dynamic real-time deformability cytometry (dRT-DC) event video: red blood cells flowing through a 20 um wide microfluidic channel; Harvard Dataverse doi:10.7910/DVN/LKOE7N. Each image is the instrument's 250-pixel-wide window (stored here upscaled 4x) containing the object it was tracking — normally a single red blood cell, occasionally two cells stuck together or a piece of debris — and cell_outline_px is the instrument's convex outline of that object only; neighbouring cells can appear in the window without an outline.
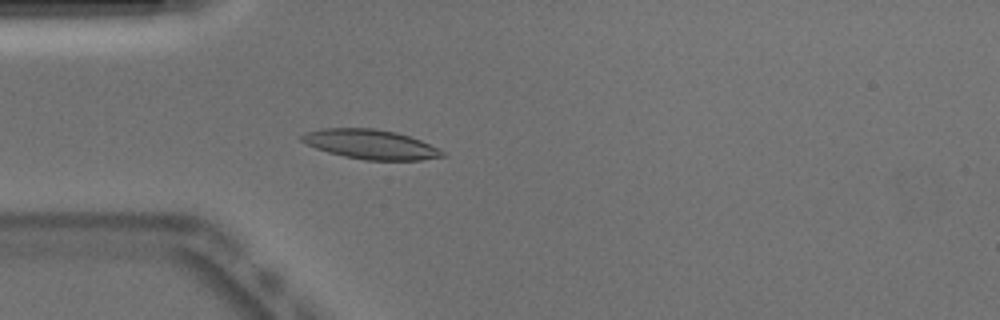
{"species": "Egyptian fruit bat (a non-hibernating species)", "species_latin": "Rousettus aegyptiacus", "temperature_condition": "warm", "stored_images_in_passage": 52, "camera_frame_rate_fps": 3000, "um_per_image_px": 0.085, "animal": {"sex": "male"}, "frame": {"image": 1, "passage_image": 15, "time_ms": 4.667, "image_size_px": [1000, 320], "cell_outline_px": [[448, 156], [420, 160], [364, 160], [344, 156], [328, 152], [316, 148], [300, 140], [300, 136], [304, 132], [320, 128], [372, 128], [396, 132], [420, 140], [444, 152]], "centroid_in_image_um": [31.47, 12.26], "position_along_channel_um": 53.5, "area_um2": 24.1}}
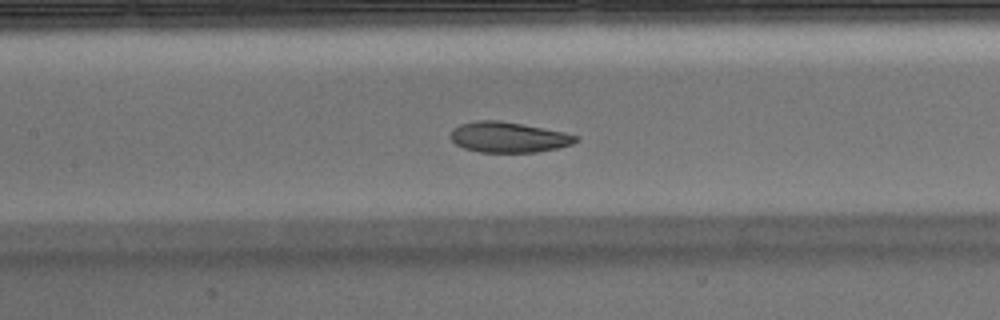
{"frame": {"image": 2, "passage_image": 24, "time_ms": 7.667, "image_size_px": [1000, 320], "cell_outline_px": [[580, 140], [572, 144], [556, 148], [536, 152], [480, 152], [464, 148], [456, 144], [448, 136], [452, 128], [460, 124], [476, 120], [500, 120], [564, 132], [580, 136]], "centroid_in_image_um": [43.2, 11.65], "position_along_channel_um": 164.2, "area_um2": 22.37}}
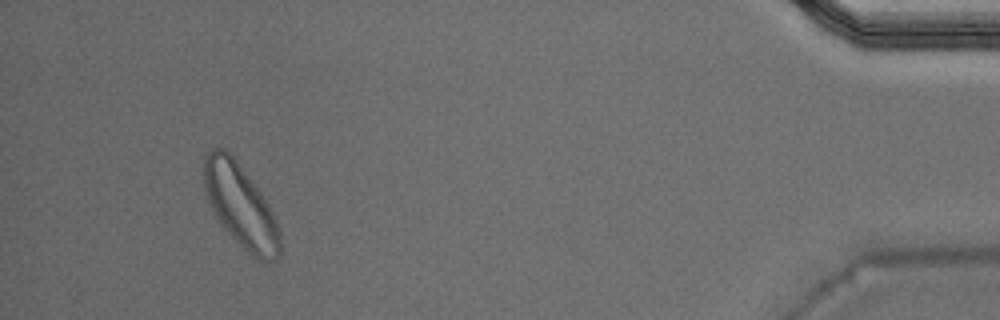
{"frame": {"image": 3, "passage_image": 49, "time_ms": 16.0, "image_size_px": [1000, 320], "cell_outline_px": [[280, 256], [276, 260], [268, 264], [264, 264], [252, 256], [224, 228], [216, 216], [208, 200], [204, 188], [200, 172], [204, 156], [216, 144], [224, 148], [236, 160], [264, 196], [280, 228]], "centroid_in_image_um": [20.43, 17.47], "position_along_channel_um": 414.8, "area_um2": 37.34}, "authors_computed_cell_mechanics": {"area_um2": 23.0044, "velocity_mm_per_s": 3.8422, "shape_relaxation_time_tau1_ms": 2.8837, "shape_relaxation_time_tau2_ms": 3.2137, "deformation_change_tau1": 0.1145, "deformation_change_tau2": 0.1016}}